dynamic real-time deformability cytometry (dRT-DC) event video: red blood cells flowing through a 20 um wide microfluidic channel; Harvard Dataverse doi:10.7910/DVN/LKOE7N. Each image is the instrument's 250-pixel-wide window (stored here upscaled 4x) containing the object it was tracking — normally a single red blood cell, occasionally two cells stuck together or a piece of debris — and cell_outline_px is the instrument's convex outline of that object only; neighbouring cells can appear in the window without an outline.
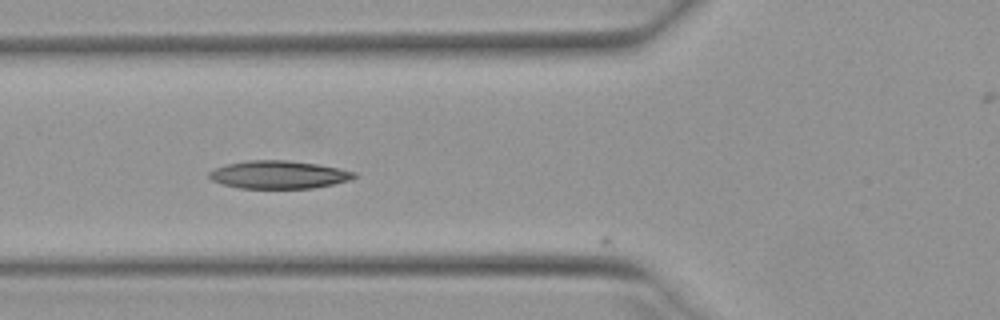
{"species": "Egyptian fruit bat (a non-hibernating species)", "species_latin": "Rousettus aegyptiacus", "temperature_condition": "warm", "stored_images_in_passage": 4, "camera_frame_rate_fps": 3000, "um_per_image_px": 0.085, "animal": {"sex": "female"}, "frame": {"image": 1, "passage_image": 2, "time_ms": 0.333, "image_size_px": [1000, 320], "cell_outline_px": [[356, 176], [348, 180], [332, 184], [312, 188], [240, 188], [224, 184], [212, 180], [208, 176], [208, 172], [216, 168], [228, 164], [248, 160], [288, 160], [316, 164], [356, 172]], "centroid_in_image_um": [23.66, 14.84], "position_along_channel_um": 102.1, "area_um2": 23.24}}